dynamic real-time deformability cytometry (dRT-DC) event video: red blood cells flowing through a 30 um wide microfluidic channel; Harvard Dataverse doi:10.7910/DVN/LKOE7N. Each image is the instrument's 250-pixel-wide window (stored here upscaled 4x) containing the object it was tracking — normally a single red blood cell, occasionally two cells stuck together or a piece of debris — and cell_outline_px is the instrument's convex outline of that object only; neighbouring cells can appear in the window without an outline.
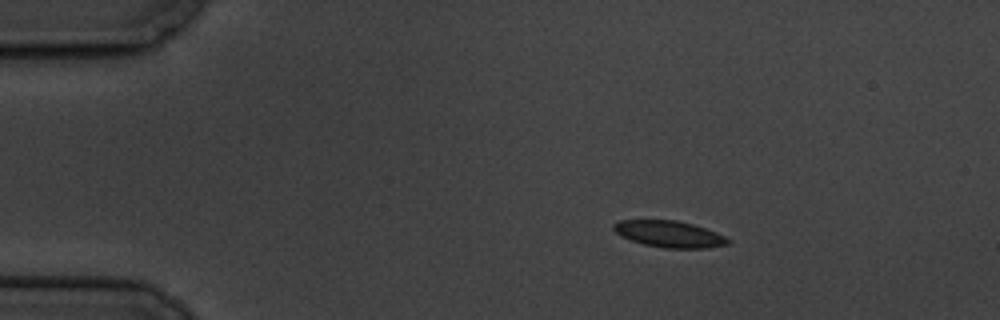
{"species": "common noctule bat (a hibernating species)", "species_latin": "Nyctalus noctula", "temperature_condition": "cold", "stored_images_in_passage": 3, "camera_frame_rate_fps": 3000, "um_per_image_px": 0.085, "animal": {"sex": "male", "body_mass_g": 19.5, "forearm_length_mm": 54.6}, "frame": {"image": 1, "passage_image": 1, "time_ms": 0.0, "image_size_px": [1000, 320], "cell_outline_px": [[732, 240], [728, 244], [708, 248], [664, 248], [644, 244], [620, 236], [612, 228], [612, 224], [620, 220], [676, 220], [692, 224], [716, 232]], "centroid_in_image_um": [56.88, 19.89], "position_along_channel_um": 28.1, "area_um2": 17.63}}